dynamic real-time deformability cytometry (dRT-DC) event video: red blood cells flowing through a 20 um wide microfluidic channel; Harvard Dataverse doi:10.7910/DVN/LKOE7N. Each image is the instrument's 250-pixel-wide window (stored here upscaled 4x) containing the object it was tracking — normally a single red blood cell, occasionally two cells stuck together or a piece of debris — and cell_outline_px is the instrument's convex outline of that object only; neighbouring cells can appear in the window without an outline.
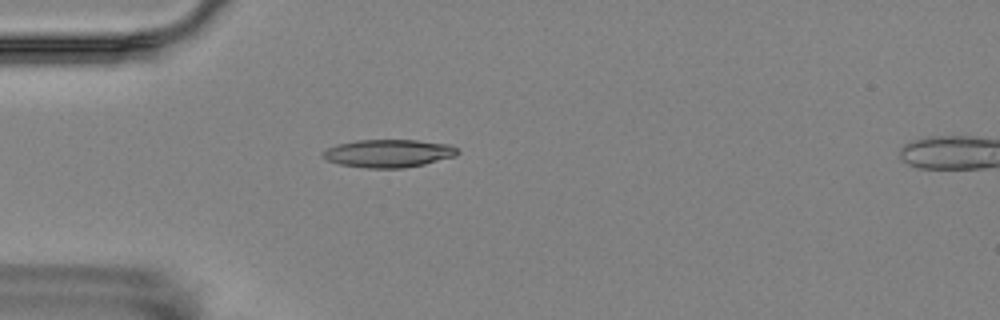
{"species": "Egyptian fruit bat (a non-hibernating species)", "species_latin": "Rousettus aegyptiacus", "temperature_condition": "room temperature", "stored_images_in_passage": 2, "camera_frame_rate_fps": 3000, "um_per_image_px": 0.085, "animal": {"sex": "female"}, "frame": {"image": 1, "passage_image": 1, "time_ms": 0.0, "image_size_px": [1000, 320], "cell_outline_px": [[460, 152], [456, 156], [424, 164], [404, 168], [368, 168], [340, 164], [328, 160], [320, 156], [320, 152], [336, 144], [356, 140], [416, 140], [448, 144], [456, 148]], "centroid_in_image_um": [33.0, 13.03], "position_along_channel_um": 52.0, "area_um2": 21.96}}